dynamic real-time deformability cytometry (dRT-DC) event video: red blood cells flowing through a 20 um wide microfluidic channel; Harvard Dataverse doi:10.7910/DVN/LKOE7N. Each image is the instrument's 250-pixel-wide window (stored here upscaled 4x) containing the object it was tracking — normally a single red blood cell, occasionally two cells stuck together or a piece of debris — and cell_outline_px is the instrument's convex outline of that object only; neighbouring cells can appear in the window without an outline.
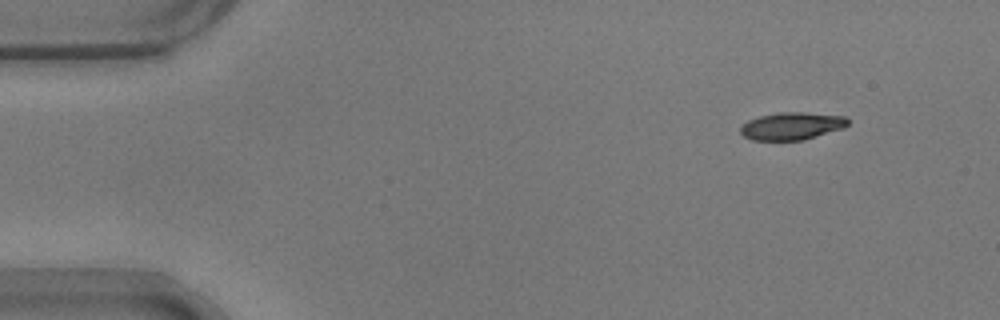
{"species": "common noctule bat (a hibernating species)", "species_latin": "Nyctalus noctula", "temperature_condition": "warm", "stored_images_in_passage": 9, "camera_frame_rate_fps": 3000, "um_per_image_px": 0.085, "animal": {"sex": "male", "body_mass_g": 17.9}, "frame": {"image": 1, "passage_image": 1, "time_ms": 0.0, "image_size_px": [1000, 320], "cell_outline_px": [[848, 124], [844, 128], [804, 140], [752, 140], [744, 136], [740, 132], [740, 124], [748, 120], [760, 116], [780, 112], [804, 112], [848, 116]], "centroid_in_image_um": [67.31, 10.71], "position_along_channel_um": 17.7, "area_um2": 17.4}}